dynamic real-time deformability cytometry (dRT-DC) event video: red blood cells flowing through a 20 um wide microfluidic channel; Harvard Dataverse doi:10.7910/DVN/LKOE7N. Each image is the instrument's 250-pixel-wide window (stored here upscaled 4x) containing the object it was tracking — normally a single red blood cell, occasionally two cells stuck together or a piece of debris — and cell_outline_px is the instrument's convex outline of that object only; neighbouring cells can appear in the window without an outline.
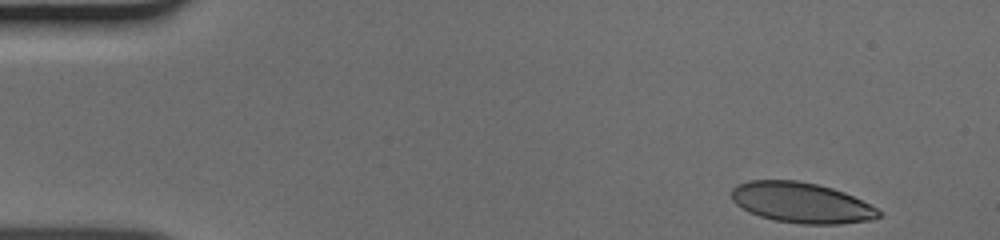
{"species": "human", "species_latin": "Homo sapiens", "temperature_condition": "cold", "stored_images_in_passage": 42, "camera_frame_rate_fps": 3000, "um_per_image_px": 0.085, "donor": {"sex": "male"}, "frame": {"image": 1, "passage_image": 1, "time_ms": 0.0, "image_size_px": [1000, 240], "cell_outline_px": [[880, 216], [872, 220], [840, 224], [800, 224], [772, 220], [748, 212], [736, 204], [732, 200], [732, 188], [736, 184], [748, 180], [796, 180], [816, 184], [832, 188], [844, 192], [876, 208], [880, 212]], "centroid_in_image_um": [68.07, 17.23], "position_along_channel_um": 16.9, "area_um2": 34.74}}
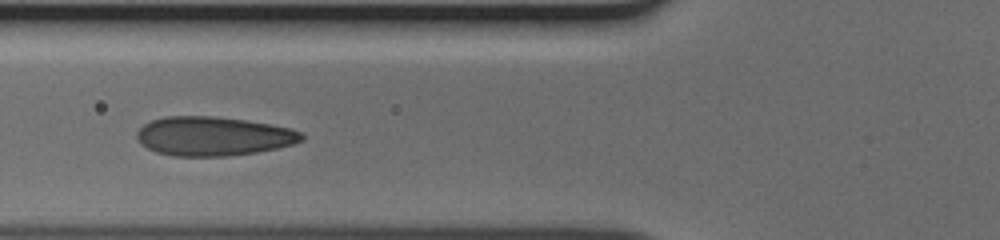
{"frame": {"image": 2, "passage_image": 16, "time_ms": 5.0, "image_size_px": [1000, 240], "cell_outline_px": [[304, 140], [292, 144], [276, 148], [256, 152], [228, 156], [172, 156], [156, 152], [140, 144], [136, 140], [136, 132], [144, 124], [152, 120], [164, 116], [216, 116], [272, 124], [292, 128], [300, 132], [304, 136]], "centroid_in_image_um": [18.11, 11.57], "position_along_channel_um": 107.7, "area_um2": 37.74}}
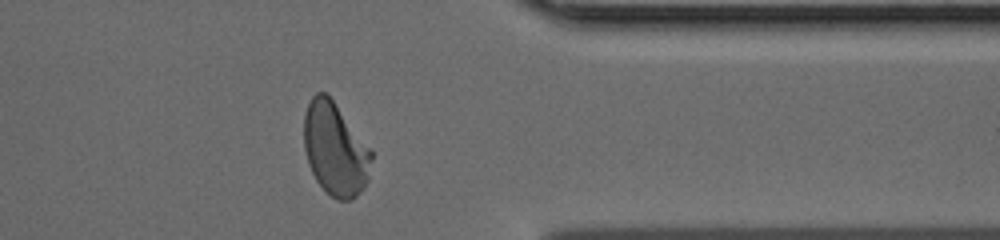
{"frame": {"image": 3, "passage_image": 37, "time_ms": 12.0, "image_size_px": [1000, 240], "cell_outline_px": [[372, 160], [368, 180], [364, 188], [352, 200], [336, 200], [324, 192], [316, 180], [308, 164], [304, 148], [304, 112], [312, 96], [316, 92], [324, 92], [332, 100], [372, 152]], "centroid_in_image_um": [28.47, 12.73], "position_along_channel_um": 382.9, "area_um2": 36.36}}